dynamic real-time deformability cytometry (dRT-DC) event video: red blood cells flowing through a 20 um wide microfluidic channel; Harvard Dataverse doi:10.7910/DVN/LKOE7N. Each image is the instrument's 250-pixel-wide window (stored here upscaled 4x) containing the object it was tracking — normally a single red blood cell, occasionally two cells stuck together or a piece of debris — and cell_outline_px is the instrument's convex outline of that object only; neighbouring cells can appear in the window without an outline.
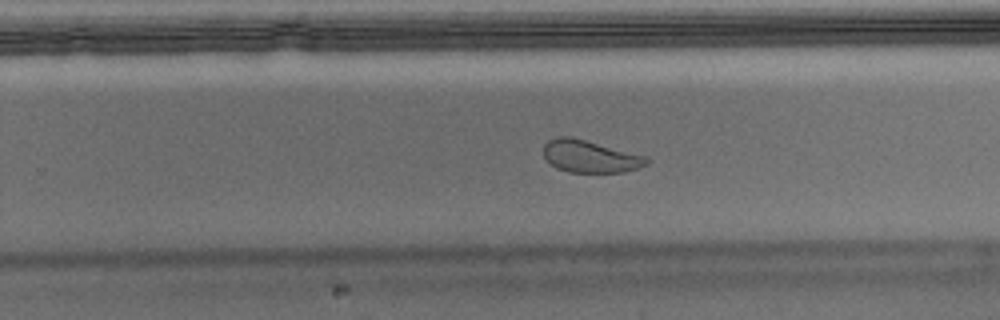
{"species": "Egyptian fruit bat (a non-hibernating species)", "species_latin": "Rousettus aegyptiacus", "temperature_condition": "warm", "stored_images_in_passage": 38, "camera_frame_rate_fps": 3000, "um_per_image_px": 0.085, "animal": {"sex": "male"}, "frame": {"image": 1, "passage_image": 17, "time_ms": 5.333, "image_size_px": [1000, 320], "cell_outline_px": [[648, 164], [624, 172], [568, 172], [556, 168], [544, 156], [544, 144], [548, 140], [556, 136], [572, 136], [648, 156]], "centroid_in_image_um": [50.16, 13.27], "position_along_channel_um": 279.6, "area_um2": 19.54}}